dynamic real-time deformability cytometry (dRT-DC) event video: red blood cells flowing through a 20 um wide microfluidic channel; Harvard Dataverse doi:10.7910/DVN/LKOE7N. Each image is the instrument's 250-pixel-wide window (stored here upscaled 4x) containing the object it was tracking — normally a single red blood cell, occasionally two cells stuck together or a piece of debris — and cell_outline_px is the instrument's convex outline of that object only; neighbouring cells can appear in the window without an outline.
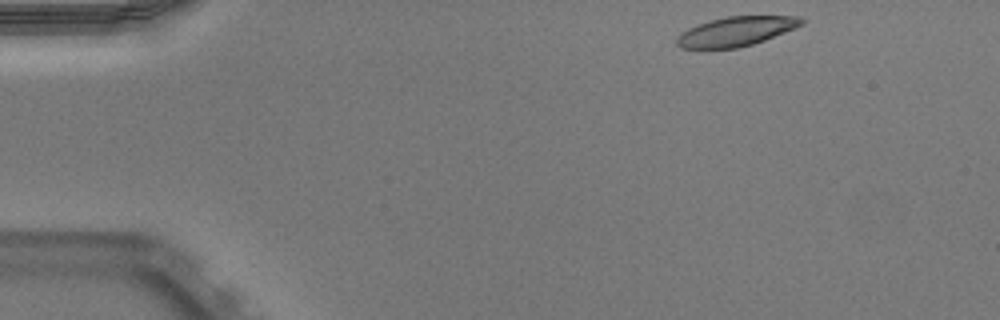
{"species": "Egyptian fruit bat (a non-hibernating species)", "species_latin": "Rousettus aegyptiacus", "temperature_condition": "warm", "stored_images_in_passage": 46, "camera_frame_rate_fps": 3000, "um_per_image_px": 0.085, "animal": {"sex": "male"}, "frame": {"image": 1, "passage_image": 1, "time_ms": 0.0, "image_size_px": [1000, 320], "cell_outline_px": [[804, 24], [796, 28], [764, 40], [752, 44], [736, 48], [680, 48], [676, 44], [676, 36], [680, 32], [688, 28], [712, 20], [728, 16], [796, 16], [804, 20]], "centroid_in_image_um": [62.55, 2.67], "position_along_channel_um": 22.4, "area_um2": 21.21}}
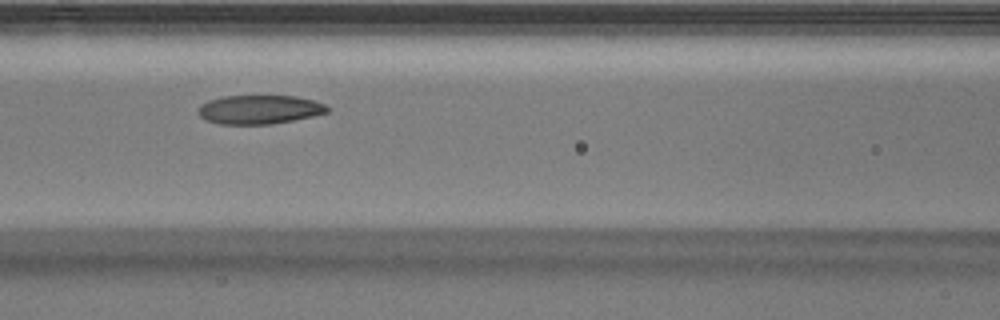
{"frame": {"image": 2, "passage_image": 17, "time_ms": 5.333, "image_size_px": [1000, 320], "cell_outline_px": [[328, 112], [312, 116], [272, 124], [220, 124], [204, 120], [196, 112], [196, 108], [200, 104], [208, 100], [224, 96], [296, 96], [312, 100], [324, 104], [328, 108]], "centroid_in_image_um": [21.97, 9.31], "position_along_channel_um": 144.6, "area_um2": 21.79}}
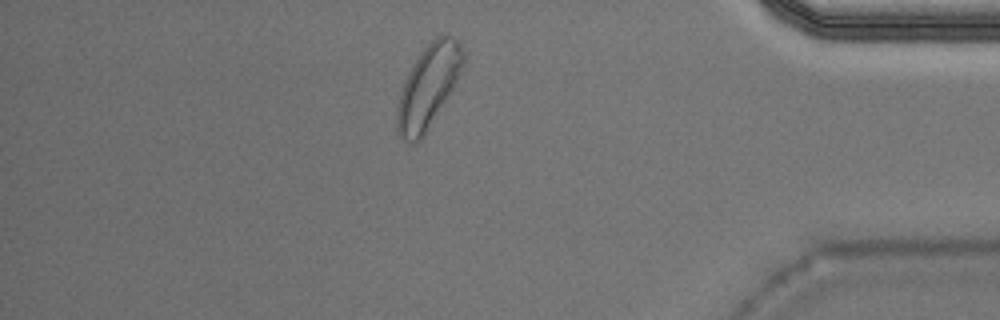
{"frame": {"image": 3, "passage_image": 39, "time_ms": 12.667, "image_size_px": [1000, 320], "cell_outline_px": [[464, 60], [456, 80], [452, 88], [420, 140], [412, 144], [404, 140], [400, 136], [396, 128], [396, 108], [400, 92], [404, 80], [408, 72], [420, 52], [436, 36], [452, 36], [460, 40], [464, 48]], "centroid_in_image_um": [36.37, 7.32], "position_along_channel_um": 398.8, "area_um2": 31.39}, "authors_computed_cell_mechanics": {"area_um2": 23.2356, "velocity_mm_per_s": 3.9083, "shape_relaxation_time_tau1_ms": null, "shape_relaxation_time_tau2_ms": 2.6695, "deformation_change_tau1": null, "deformation_change_tau2": 0.0747}}